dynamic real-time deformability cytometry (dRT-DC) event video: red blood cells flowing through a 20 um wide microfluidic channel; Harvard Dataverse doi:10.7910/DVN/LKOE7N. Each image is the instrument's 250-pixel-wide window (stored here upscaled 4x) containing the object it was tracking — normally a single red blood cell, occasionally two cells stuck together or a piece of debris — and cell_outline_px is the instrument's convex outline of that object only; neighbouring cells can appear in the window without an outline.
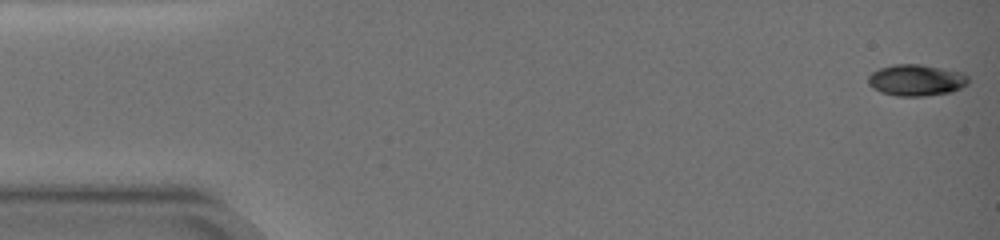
{"species": "common noctule bat (a hibernating species)", "species_latin": "Nyctalus noctula", "temperature_condition": "warm", "stored_images_in_passage": 27, "camera_frame_rate_fps": 3000, "um_per_image_px": 0.085, "animal": {"sex": "female", "body_mass_g": 19.0, "forearm_length_mm": 51.5}, "frame": {"image": 1, "passage_image": 1, "time_ms": 0.0, "image_size_px": [1000, 240], "cell_outline_px": [[968, 84], [952, 92], [924, 96], [896, 96], [880, 92], [872, 88], [868, 84], [868, 76], [872, 72], [880, 68], [892, 64], [920, 64], [964, 72], [968, 76]], "centroid_in_image_um": [77.88, 6.81], "position_along_channel_um": 7.1, "area_um2": 18.55}}
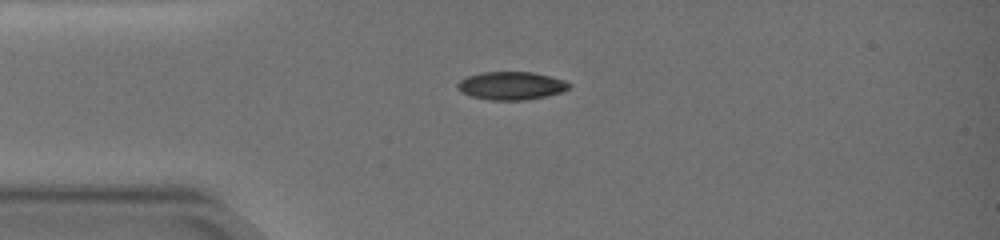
{"frame": {"image": 2, "passage_image": 11, "time_ms": 4.333, "image_size_px": [1000, 240], "cell_outline_px": [[572, 84], [568, 88], [560, 92], [544, 96], [524, 100], [488, 100], [472, 96], [460, 92], [456, 88], [456, 84], [460, 80], [468, 76], [480, 72], [532, 72], [564, 80]], "centroid_in_image_um": [43.4, 7.28], "position_along_channel_um": 41.6, "area_um2": 18.15}}
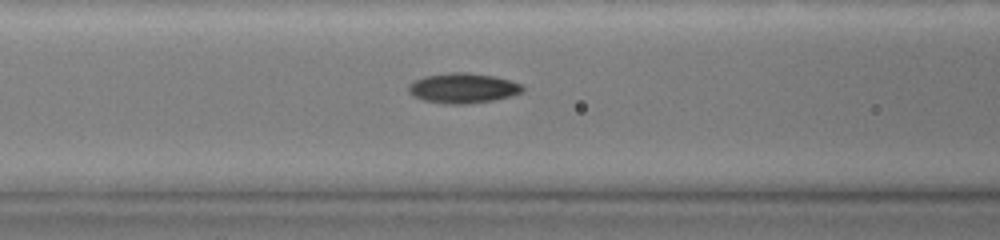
{"frame": {"image": 3, "passage_image": 19, "time_ms": 7.333, "image_size_px": [1000, 240], "cell_outline_px": [[524, 92], [512, 96], [492, 100], [468, 104], [444, 104], [424, 100], [412, 96], [408, 92], [408, 84], [424, 76], [448, 72], [468, 72], [496, 76], [524, 84]], "centroid_in_image_um": [39.38, 7.48], "position_along_channel_um": 127.2, "area_um2": 20.35}}